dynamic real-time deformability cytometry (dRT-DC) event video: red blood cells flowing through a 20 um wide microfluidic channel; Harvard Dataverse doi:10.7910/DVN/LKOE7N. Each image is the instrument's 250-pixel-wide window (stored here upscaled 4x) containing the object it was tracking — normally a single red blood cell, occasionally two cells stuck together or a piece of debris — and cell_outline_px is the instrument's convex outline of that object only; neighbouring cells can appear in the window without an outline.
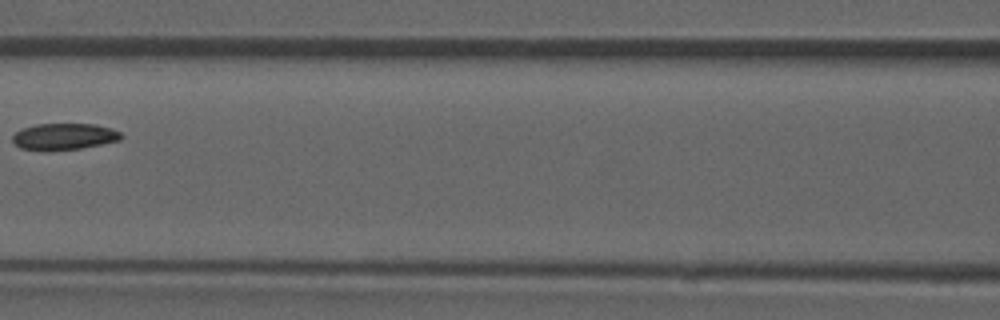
{"species": "common noctule bat (a hibernating species)", "species_latin": "Nyctalus noctula", "temperature_condition": "room temperature", "stored_images_in_passage": 8, "camera_frame_rate_fps": 3000, "um_per_image_px": 0.085, "animal": {"sex": "male", "forearm_length_mm": 52.5}, "frame": {"image": 1, "passage_image": 6, "time_ms": 7.0, "image_size_px": [1000, 320], "cell_outline_px": [[124, 136], [120, 140], [80, 148], [48, 152], [20, 148], [12, 140], [12, 136], [16, 132], [24, 128], [36, 124], [96, 124], [112, 128], [120, 132]], "centroid_in_image_um": [5.45, 11.62], "position_along_channel_um": 161.2, "area_um2": 16.94}}